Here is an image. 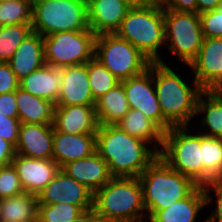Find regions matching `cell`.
Returning <instances> with one entry per match:
<instances>
[{"mask_svg": "<svg viewBox=\"0 0 222 222\" xmlns=\"http://www.w3.org/2000/svg\"><path fill=\"white\" fill-rule=\"evenodd\" d=\"M92 208L68 203L39 204L38 222H71Z\"/></svg>", "mask_w": 222, "mask_h": 222, "instance_id": "d6a6232c", "label": "cell"}, {"mask_svg": "<svg viewBox=\"0 0 222 222\" xmlns=\"http://www.w3.org/2000/svg\"><path fill=\"white\" fill-rule=\"evenodd\" d=\"M207 206L203 186H198L188 197L170 207L157 211L147 222H195ZM206 222V218L204 219Z\"/></svg>", "mask_w": 222, "mask_h": 222, "instance_id": "603a6c76", "label": "cell"}, {"mask_svg": "<svg viewBox=\"0 0 222 222\" xmlns=\"http://www.w3.org/2000/svg\"><path fill=\"white\" fill-rule=\"evenodd\" d=\"M133 5L132 0H91L87 4L89 28L96 35L115 33Z\"/></svg>", "mask_w": 222, "mask_h": 222, "instance_id": "9a60e30c", "label": "cell"}, {"mask_svg": "<svg viewBox=\"0 0 222 222\" xmlns=\"http://www.w3.org/2000/svg\"><path fill=\"white\" fill-rule=\"evenodd\" d=\"M16 155L15 147L0 137V167L12 164V160Z\"/></svg>", "mask_w": 222, "mask_h": 222, "instance_id": "60d3db41", "label": "cell"}, {"mask_svg": "<svg viewBox=\"0 0 222 222\" xmlns=\"http://www.w3.org/2000/svg\"><path fill=\"white\" fill-rule=\"evenodd\" d=\"M188 129V126L171 127L164 132L158 155L172 169L203 186L201 133H191L193 129Z\"/></svg>", "mask_w": 222, "mask_h": 222, "instance_id": "8992f818", "label": "cell"}, {"mask_svg": "<svg viewBox=\"0 0 222 222\" xmlns=\"http://www.w3.org/2000/svg\"><path fill=\"white\" fill-rule=\"evenodd\" d=\"M129 108L141 111L163 131V114L153 82V62L141 75L121 81Z\"/></svg>", "mask_w": 222, "mask_h": 222, "instance_id": "8fae6325", "label": "cell"}, {"mask_svg": "<svg viewBox=\"0 0 222 222\" xmlns=\"http://www.w3.org/2000/svg\"><path fill=\"white\" fill-rule=\"evenodd\" d=\"M52 125L54 132L96 134L99 123L95 105H58Z\"/></svg>", "mask_w": 222, "mask_h": 222, "instance_id": "ac0fdd59", "label": "cell"}, {"mask_svg": "<svg viewBox=\"0 0 222 222\" xmlns=\"http://www.w3.org/2000/svg\"><path fill=\"white\" fill-rule=\"evenodd\" d=\"M89 85L95 100L109 92L120 81L97 59L87 62Z\"/></svg>", "mask_w": 222, "mask_h": 222, "instance_id": "4dcf8cb0", "label": "cell"}, {"mask_svg": "<svg viewBox=\"0 0 222 222\" xmlns=\"http://www.w3.org/2000/svg\"><path fill=\"white\" fill-rule=\"evenodd\" d=\"M71 222H100L98 217L96 216L93 209L85 211L78 218L72 220Z\"/></svg>", "mask_w": 222, "mask_h": 222, "instance_id": "7bdbcfd3", "label": "cell"}, {"mask_svg": "<svg viewBox=\"0 0 222 222\" xmlns=\"http://www.w3.org/2000/svg\"><path fill=\"white\" fill-rule=\"evenodd\" d=\"M16 105L20 123L52 124L57 112V101L36 97L31 93L16 90Z\"/></svg>", "mask_w": 222, "mask_h": 222, "instance_id": "cb8c5ba5", "label": "cell"}, {"mask_svg": "<svg viewBox=\"0 0 222 222\" xmlns=\"http://www.w3.org/2000/svg\"><path fill=\"white\" fill-rule=\"evenodd\" d=\"M0 1H4V2H13V1H19V0H0Z\"/></svg>", "mask_w": 222, "mask_h": 222, "instance_id": "f6af8a7d", "label": "cell"}, {"mask_svg": "<svg viewBox=\"0 0 222 222\" xmlns=\"http://www.w3.org/2000/svg\"><path fill=\"white\" fill-rule=\"evenodd\" d=\"M61 68L45 64L19 81V88L49 101H57L62 86Z\"/></svg>", "mask_w": 222, "mask_h": 222, "instance_id": "7402d4cb", "label": "cell"}, {"mask_svg": "<svg viewBox=\"0 0 222 222\" xmlns=\"http://www.w3.org/2000/svg\"><path fill=\"white\" fill-rule=\"evenodd\" d=\"M202 114L201 125L205 130L199 133L220 138L222 136V92L203 90L197 100L196 116Z\"/></svg>", "mask_w": 222, "mask_h": 222, "instance_id": "484cf974", "label": "cell"}, {"mask_svg": "<svg viewBox=\"0 0 222 222\" xmlns=\"http://www.w3.org/2000/svg\"><path fill=\"white\" fill-rule=\"evenodd\" d=\"M120 130L152 144L158 153L162 149L164 132L141 111L130 108L116 124Z\"/></svg>", "mask_w": 222, "mask_h": 222, "instance_id": "d4e9b609", "label": "cell"}, {"mask_svg": "<svg viewBox=\"0 0 222 222\" xmlns=\"http://www.w3.org/2000/svg\"><path fill=\"white\" fill-rule=\"evenodd\" d=\"M33 0L0 1V26L31 24Z\"/></svg>", "mask_w": 222, "mask_h": 222, "instance_id": "1f68e13d", "label": "cell"}, {"mask_svg": "<svg viewBox=\"0 0 222 222\" xmlns=\"http://www.w3.org/2000/svg\"><path fill=\"white\" fill-rule=\"evenodd\" d=\"M39 202L37 195L23 194L0 199V221L38 222Z\"/></svg>", "mask_w": 222, "mask_h": 222, "instance_id": "4316f807", "label": "cell"}, {"mask_svg": "<svg viewBox=\"0 0 222 222\" xmlns=\"http://www.w3.org/2000/svg\"><path fill=\"white\" fill-rule=\"evenodd\" d=\"M52 124L20 123L16 153L28 158L52 159Z\"/></svg>", "mask_w": 222, "mask_h": 222, "instance_id": "e0dca14e", "label": "cell"}, {"mask_svg": "<svg viewBox=\"0 0 222 222\" xmlns=\"http://www.w3.org/2000/svg\"><path fill=\"white\" fill-rule=\"evenodd\" d=\"M61 170L93 194L112 178L107 162L97 152L90 157L69 162Z\"/></svg>", "mask_w": 222, "mask_h": 222, "instance_id": "ffe728a7", "label": "cell"}, {"mask_svg": "<svg viewBox=\"0 0 222 222\" xmlns=\"http://www.w3.org/2000/svg\"><path fill=\"white\" fill-rule=\"evenodd\" d=\"M143 189V202L149 220L157 211L188 197L198 185L172 169L158 156L138 177Z\"/></svg>", "mask_w": 222, "mask_h": 222, "instance_id": "277c9868", "label": "cell"}, {"mask_svg": "<svg viewBox=\"0 0 222 222\" xmlns=\"http://www.w3.org/2000/svg\"><path fill=\"white\" fill-rule=\"evenodd\" d=\"M19 80L11 70L9 63L0 62V94L16 91Z\"/></svg>", "mask_w": 222, "mask_h": 222, "instance_id": "74e56055", "label": "cell"}, {"mask_svg": "<svg viewBox=\"0 0 222 222\" xmlns=\"http://www.w3.org/2000/svg\"><path fill=\"white\" fill-rule=\"evenodd\" d=\"M203 186L222 180V140L201 134Z\"/></svg>", "mask_w": 222, "mask_h": 222, "instance_id": "f1b7e54d", "label": "cell"}, {"mask_svg": "<svg viewBox=\"0 0 222 222\" xmlns=\"http://www.w3.org/2000/svg\"><path fill=\"white\" fill-rule=\"evenodd\" d=\"M201 28L204 38H222V7L201 14Z\"/></svg>", "mask_w": 222, "mask_h": 222, "instance_id": "e575fe53", "label": "cell"}, {"mask_svg": "<svg viewBox=\"0 0 222 222\" xmlns=\"http://www.w3.org/2000/svg\"><path fill=\"white\" fill-rule=\"evenodd\" d=\"M8 63L19 81L45 65L43 36L32 31L18 46Z\"/></svg>", "mask_w": 222, "mask_h": 222, "instance_id": "44dd1931", "label": "cell"}, {"mask_svg": "<svg viewBox=\"0 0 222 222\" xmlns=\"http://www.w3.org/2000/svg\"><path fill=\"white\" fill-rule=\"evenodd\" d=\"M163 9H172L178 12L197 13L196 0H165Z\"/></svg>", "mask_w": 222, "mask_h": 222, "instance_id": "ab89813d", "label": "cell"}, {"mask_svg": "<svg viewBox=\"0 0 222 222\" xmlns=\"http://www.w3.org/2000/svg\"><path fill=\"white\" fill-rule=\"evenodd\" d=\"M203 90L222 89V38H204L197 57L188 66Z\"/></svg>", "mask_w": 222, "mask_h": 222, "instance_id": "7c38bea8", "label": "cell"}, {"mask_svg": "<svg viewBox=\"0 0 222 222\" xmlns=\"http://www.w3.org/2000/svg\"><path fill=\"white\" fill-rule=\"evenodd\" d=\"M82 1L88 4L91 0H82Z\"/></svg>", "mask_w": 222, "mask_h": 222, "instance_id": "bcb514c9", "label": "cell"}, {"mask_svg": "<svg viewBox=\"0 0 222 222\" xmlns=\"http://www.w3.org/2000/svg\"><path fill=\"white\" fill-rule=\"evenodd\" d=\"M96 34L90 29L57 32L43 37V57L55 68L86 64L94 58Z\"/></svg>", "mask_w": 222, "mask_h": 222, "instance_id": "9c48e42d", "label": "cell"}, {"mask_svg": "<svg viewBox=\"0 0 222 222\" xmlns=\"http://www.w3.org/2000/svg\"><path fill=\"white\" fill-rule=\"evenodd\" d=\"M62 86L59 91L57 105H95L88 78L87 63L61 68Z\"/></svg>", "mask_w": 222, "mask_h": 222, "instance_id": "2e32d148", "label": "cell"}, {"mask_svg": "<svg viewBox=\"0 0 222 222\" xmlns=\"http://www.w3.org/2000/svg\"><path fill=\"white\" fill-rule=\"evenodd\" d=\"M20 121L0 114V137L16 147L18 142Z\"/></svg>", "mask_w": 222, "mask_h": 222, "instance_id": "8d00e7d4", "label": "cell"}, {"mask_svg": "<svg viewBox=\"0 0 222 222\" xmlns=\"http://www.w3.org/2000/svg\"><path fill=\"white\" fill-rule=\"evenodd\" d=\"M115 33L139 49L151 62L166 64L159 54L161 47L165 46L162 7L133 5Z\"/></svg>", "mask_w": 222, "mask_h": 222, "instance_id": "5b68a950", "label": "cell"}, {"mask_svg": "<svg viewBox=\"0 0 222 222\" xmlns=\"http://www.w3.org/2000/svg\"><path fill=\"white\" fill-rule=\"evenodd\" d=\"M95 108L99 125H114L122 119L130 109L123 83L119 82L98 98Z\"/></svg>", "mask_w": 222, "mask_h": 222, "instance_id": "83f0119b", "label": "cell"}, {"mask_svg": "<svg viewBox=\"0 0 222 222\" xmlns=\"http://www.w3.org/2000/svg\"><path fill=\"white\" fill-rule=\"evenodd\" d=\"M12 164L24 191L37 196L60 170L53 159L28 158L17 153Z\"/></svg>", "mask_w": 222, "mask_h": 222, "instance_id": "5bb4252c", "label": "cell"}, {"mask_svg": "<svg viewBox=\"0 0 222 222\" xmlns=\"http://www.w3.org/2000/svg\"><path fill=\"white\" fill-rule=\"evenodd\" d=\"M148 144L116 125H99L96 133V152L107 162L112 177H139L159 156Z\"/></svg>", "mask_w": 222, "mask_h": 222, "instance_id": "6da1fadb", "label": "cell"}, {"mask_svg": "<svg viewBox=\"0 0 222 222\" xmlns=\"http://www.w3.org/2000/svg\"><path fill=\"white\" fill-rule=\"evenodd\" d=\"M31 26L43 37L88 29L87 3L82 0H33Z\"/></svg>", "mask_w": 222, "mask_h": 222, "instance_id": "52a82bcc", "label": "cell"}, {"mask_svg": "<svg viewBox=\"0 0 222 222\" xmlns=\"http://www.w3.org/2000/svg\"><path fill=\"white\" fill-rule=\"evenodd\" d=\"M165 45L185 66L197 57L203 42L200 16L164 9Z\"/></svg>", "mask_w": 222, "mask_h": 222, "instance_id": "30bf717a", "label": "cell"}, {"mask_svg": "<svg viewBox=\"0 0 222 222\" xmlns=\"http://www.w3.org/2000/svg\"><path fill=\"white\" fill-rule=\"evenodd\" d=\"M96 152V134L54 132L52 159L60 169L67 163L90 157Z\"/></svg>", "mask_w": 222, "mask_h": 222, "instance_id": "d6986e66", "label": "cell"}, {"mask_svg": "<svg viewBox=\"0 0 222 222\" xmlns=\"http://www.w3.org/2000/svg\"><path fill=\"white\" fill-rule=\"evenodd\" d=\"M188 84L171 66L153 62V82L163 114V132L171 127L191 126L196 105L203 89L192 78Z\"/></svg>", "mask_w": 222, "mask_h": 222, "instance_id": "7a4b0ae2", "label": "cell"}, {"mask_svg": "<svg viewBox=\"0 0 222 222\" xmlns=\"http://www.w3.org/2000/svg\"><path fill=\"white\" fill-rule=\"evenodd\" d=\"M0 114L10 118H18L16 91L0 94Z\"/></svg>", "mask_w": 222, "mask_h": 222, "instance_id": "f35d334b", "label": "cell"}, {"mask_svg": "<svg viewBox=\"0 0 222 222\" xmlns=\"http://www.w3.org/2000/svg\"><path fill=\"white\" fill-rule=\"evenodd\" d=\"M203 188L206 195L207 205L211 206L212 203L214 205L213 193L216 199L215 207L211 209L212 213L206 218V222H222V180H214L212 183L203 186ZM210 192L212 194H210Z\"/></svg>", "mask_w": 222, "mask_h": 222, "instance_id": "d590c367", "label": "cell"}, {"mask_svg": "<svg viewBox=\"0 0 222 222\" xmlns=\"http://www.w3.org/2000/svg\"><path fill=\"white\" fill-rule=\"evenodd\" d=\"M197 1V14L206 11H211L219 8L222 5V0H196Z\"/></svg>", "mask_w": 222, "mask_h": 222, "instance_id": "b9f144b4", "label": "cell"}, {"mask_svg": "<svg viewBox=\"0 0 222 222\" xmlns=\"http://www.w3.org/2000/svg\"><path fill=\"white\" fill-rule=\"evenodd\" d=\"M134 5L157 6L164 7L165 0H132Z\"/></svg>", "mask_w": 222, "mask_h": 222, "instance_id": "ee69618b", "label": "cell"}, {"mask_svg": "<svg viewBox=\"0 0 222 222\" xmlns=\"http://www.w3.org/2000/svg\"><path fill=\"white\" fill-rule=\"evenodd\" d=\"M19 176L13 164L0 167V199L23 194Z\"/></svg>", "mask_w": 222, "mask_h": 222, "instance_id": "836d02e7", "label": "cell"}, {"mask_svg": "<svg viewBox=\"0 0 222 222\" xmlns=\"http://www.w3.org/2000/svg\"><path fill=\"white\" fill-rule=\"evenodd\" d=\"M94 58L120 82L144 73L151 61L116 33L96 35Z\"/></svg>", "mask_w": 222, "mask_h": 222, "instance_id": "ba28073f", "label": "cell"}, {"mask_svg": "<svg viewBox=\"0 0 222 222\" xmlns=\"http://www.w3.org/2000/svg\"><path fill=\"white\" fill-rule=\"evenodd\" d=\"M37 198L39 204L68 203L78 207H93V193L61 169Z\"/></svg>", "mask_w": 222, "mask_h": 222, "instance_id": "4fadbf2b", "label": "cell"}, {"mask_svg": "<svg viewBox=\"0 0 222 222\" xmlns=\"http://www.w3.org/2000/svg\"><path fill=\"white\" fill-rule=\"evenodd\" d=\"M32 31L31 24L0 26V62L8 63L18 46Z\"/></svg>", "mask_w": 222, "mask_h": 222, "instance_id": "f546056e", "label": "cell"}, {"mask_svg": "<svg viewBox=\"0 0 222 222\" xmlns=\"http://www.w3.org/2000/svg\"><path fill=\"white\" fill-rule=\"evenodd\" d=\"M92 209L100 222H147L138 177H112L93 194Z\"/></svg>", "mask_w": 222, "mask_h": 222, "instance_id": "3957f363", "label": "cell"}]
</instances>
